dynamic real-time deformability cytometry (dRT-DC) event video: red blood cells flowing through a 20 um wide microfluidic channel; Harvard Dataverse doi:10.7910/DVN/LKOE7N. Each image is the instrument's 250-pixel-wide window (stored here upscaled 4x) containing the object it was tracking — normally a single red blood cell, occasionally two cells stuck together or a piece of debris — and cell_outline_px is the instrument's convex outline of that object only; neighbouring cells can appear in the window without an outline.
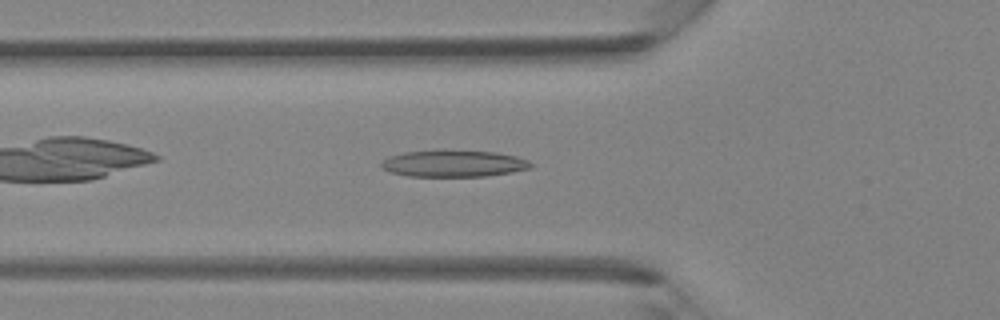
{"species": "Egyptian fruit bat (a non-hibernating species)", "species_latin": "Rousettus aegyptiacus", "temperature_condition": "room temperature", "stored_images_in_passage": 31, "camera_frame_rate_fps": 3000, "um_per_image_px": 0.085, "animal": {"sex": "female"}, "frame": {"image": 1, "passage_image": 4, "time_ms": 1.0, "image_size_px": [1000, 320], "cell_outline_px": [[536, 164], [532, 168], [512, 172], [488, 176], [408, 176], [392, 172], [380, 168], [380, 164], [388, 156], [404, 152], [436, 148], [440, 148], [496, 152], [516, 156], [528, 160]], "centroid_in_image_um": [38.57, 13.86], "position_along_channel_um": 87.2, "area_um2": 24.1}}
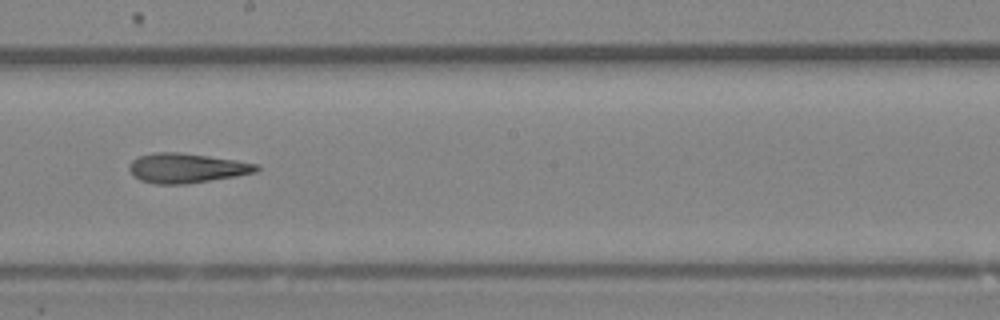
{"frame": {"image": 2, "passage_image": 13, "time_ms": 4.0, "image_size_px": [1000, 320], "cell_outline_px": [[260, 168], [256, 172], [236, 176], [184, 184], [152, 184], [140, 180], [132, 176], [128, 168], [128, 164], [132, 160], [140, 156], [156, 152], [176, 152], [208, 156], [236, 160], [260, 164]], "centroid_in_image_um": [15.83, 14.29], "position_along_channel_um": 232.4, "area_um2": 22.02}}
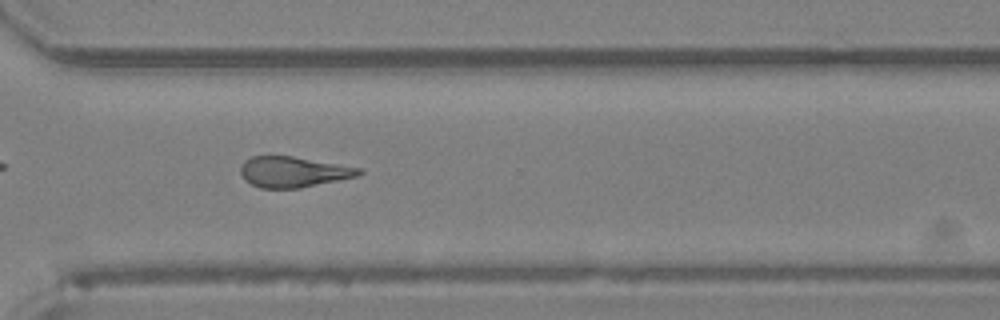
{"frame": {"image": 3, "passage_image": 20, "time_ms": 6.333, "image_size_px": [1000, 320], "cell_outline_px": [[364, 172], [356, 176], [300, 188], [260, 188], [244, 180], [240, 172], [240, 168], [244, 160], [252, 156], [292, 156], [360, 168]], "centroid_in_image_um": [24.87, 14.61], "position_along_channel_um": 345.7, "area_um2": 20.92}}